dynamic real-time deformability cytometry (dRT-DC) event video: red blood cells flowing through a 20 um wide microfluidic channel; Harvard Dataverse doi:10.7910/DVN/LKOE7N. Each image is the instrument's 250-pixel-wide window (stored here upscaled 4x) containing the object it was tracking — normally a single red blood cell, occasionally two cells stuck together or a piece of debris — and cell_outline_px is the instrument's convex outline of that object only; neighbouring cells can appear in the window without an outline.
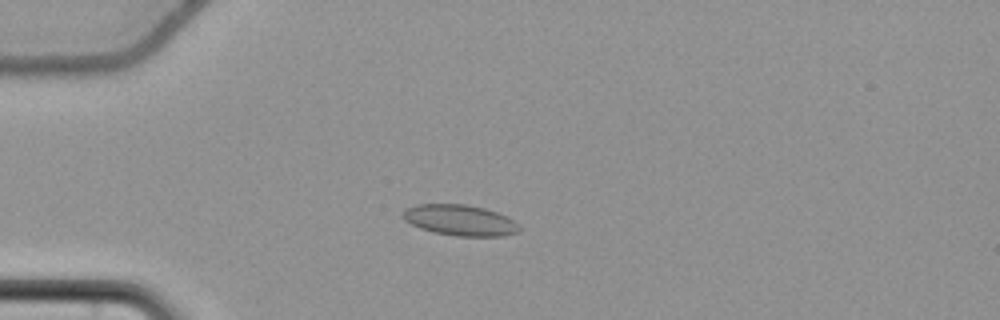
{"species": "common noctule bat (a hibernating species)", "species_latin": "Nyctalus noctula", "temperature_condition": "cold", "stored_images_in_passage": 59, "camera_frame_rate_fps": 3000, "um_per_image_px": 0.085, "animal": {"sex": "female", "body_mass_g": 22.7, "forearm_length_mm": 54.2}, "frame": {"image": 1, "passage_image": 18, "time_ms": 5.667, "image_size_px": [1000, 320], "cell_outline_px": [[520, 232], [504, 236], [456, 236], [432, 232], [420, 228], [404, 220], [400, 216], [400, 212], [404, 208], [416, 204], [464, 204], [484, 208], [508, 216], [520, 228]], "centroid_in_image_um": [39.05, 18.71], "position_along_channel_um": 46.0, "area_um2": 21.15}}
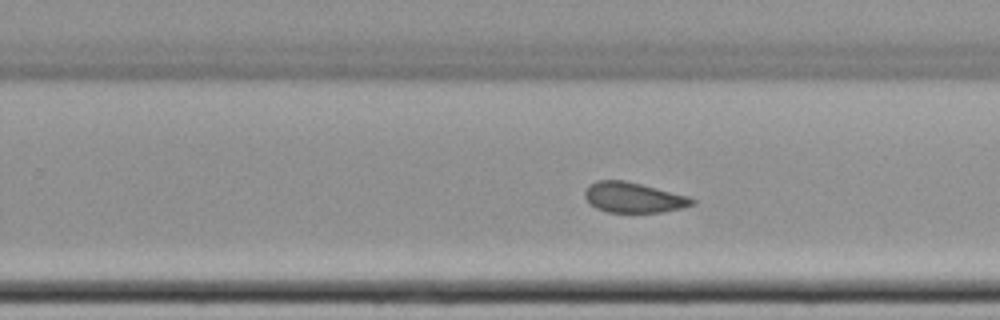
{"frame": {"image": 2, "passage_image": 39, "time_ms": 12.667, "image_size_px": [1000, 320], "cell_outline_px": [[696, 204], [680, 208], [660, 212], [608, 212], [596, 208], [584, 196], [584, 192], [588, 184], [596, 180], [624, 180], [688, 196], [696, 200]], "centroid_in_image_um": [53.83, 16.78], "position_along_channel_um": 276.0, "area_um2": 18.79}}
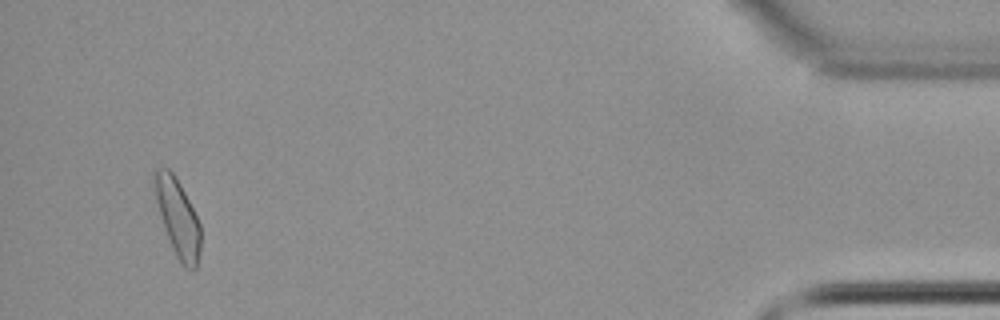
{"frame": {"image": 3, "passage_image": 57, "time_ms": 18.667, "image_size_px": [1000, 320], "cell_outline_px": [[200, 248], [196, 268], [192, 272], [184, 268], [180, 264], [176, 256], [168, 236], [148, 180], [152, 172], [156, 168], [168, 168], [172, 172], [180, 184], [200, 224]], "centroid_in_image_um": [15.04, 18.44], "position_along_channel_um": 420.2, "area_um2": 21.1}, "authors_computed_cell_mechanics": {"area_um2": 19.941, "velocity_mm_per_s": 3.6473, "shape_relaxation_time_tau1_ms": null, "shape_relaxation_time_tau2_ms": 1.9174, "deformation_change_tau1": null, "deformation_change_tau2": 0.0574}}